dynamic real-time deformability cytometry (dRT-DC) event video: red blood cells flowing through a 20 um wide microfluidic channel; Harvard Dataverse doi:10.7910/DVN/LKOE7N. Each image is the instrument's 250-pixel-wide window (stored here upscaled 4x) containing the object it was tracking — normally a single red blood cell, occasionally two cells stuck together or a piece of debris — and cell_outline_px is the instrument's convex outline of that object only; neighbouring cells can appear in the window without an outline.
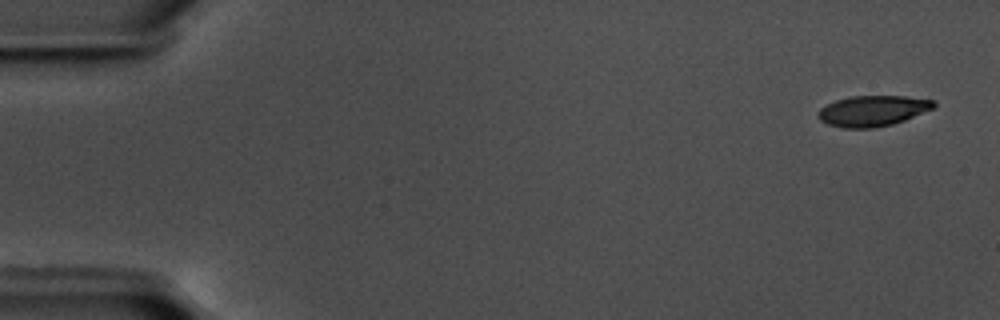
{"species": "common noctule bat (a hibernating species)", "species_latin": "Nyctalus noctula", "temperature_condition": "warm", "stored_images_in_passage": 56, "camera_frame_rate_fps": 3000, "um_per_image_px": 0.085, "animal": {"sex": "male", "body_mass_g": 17.5, "forearm_length_mm": 52.3}, "frame": {"image": 1, "passage_image": 1, "time_ms": 0.0, "image_size_px": [1000, 320], "cell_outline_px": [[936, 104], [932, 108], [904, 120], [892, 124], [872, 128], [844, 128], [828, 124], [820, 120], [816, 112], [820, 108], [836, 100], [848, 96], [904, 96], [936, 100]], "centroid_in_image_um": [74.15, 9.41], "position_along_channel_um": 10.9, "area_um2": 20.58}}
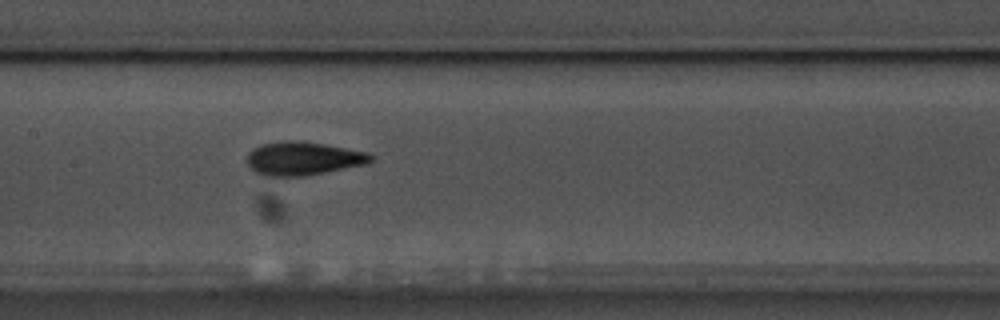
{"frame": {"image": 2, "passage_image": 27, "time_ms": 8.667, "image_size_px": [1000, 320], "cell_outline_px": [[376, 156], [368, 164], [304, 176], [264, 176], [256, 172], [248, 164], [248, 152], [252, 148], [264, 144], [288, 140], [300, 140], [324, 144], [368, 152]], "centroid_in_image_um": [25.8, 13.47], "position_along_channel_um": 181.6, "area_um2": 24.16}}
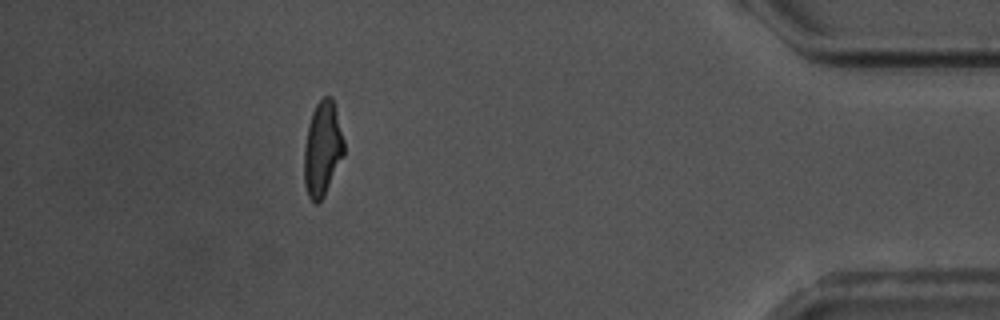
{"frame": {"image": 3, "passage_image": 50, "time_ms": 16.333, "image_size_px": [1000, 320], "cell_outline_px": [[344, 156], [324, 196], [316, 204], [308, 196], [304, 184], [304, 148], [308, 124], [312, 112], [316, 104], [324, 96], [332, 96], [336, 108], [344, 140]], "centroid_in_image_um": [27.41, 12.64], "position_along_channel_um": 407.8, "area_um2": 22.14}, "authors_computed_cell_mechanics": {"area_um2": 22.1374, "velocity_mm_per_s": 3.5949, "shape_relaxation_time_tau1_ms": 3.2838, "shape_relaxation_time_tau2_ms": 2.1487, "deformation_change_tau1": 0.1853, "deformation_change_tau2": 0.1096}}